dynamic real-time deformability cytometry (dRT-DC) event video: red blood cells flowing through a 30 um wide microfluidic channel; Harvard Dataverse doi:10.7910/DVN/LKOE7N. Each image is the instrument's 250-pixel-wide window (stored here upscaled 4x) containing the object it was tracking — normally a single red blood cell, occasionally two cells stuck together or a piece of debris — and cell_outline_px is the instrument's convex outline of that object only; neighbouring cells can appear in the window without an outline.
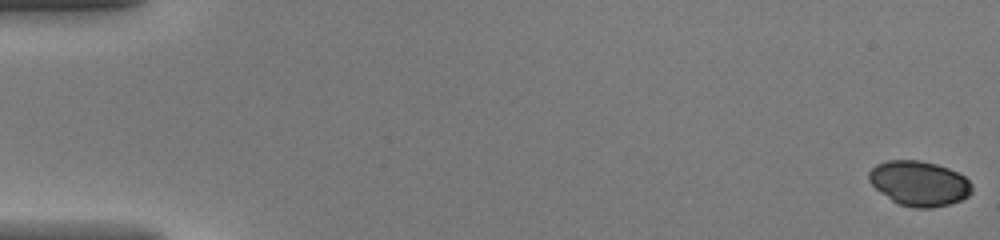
{"species": "common noctule bat (a hibernating species)", "species_latin": "Nyctalus noctula", "temperature_condition": "warm", "stored_images_in_passage": 12, "camera_frame_rate_fps": 3000, "um_per_image_px": 0.085, "animal": {"sex": "female", "body_mass_g": 20.0, "forearm_length_mm": 54.0}, "frame": {"image": 1, "passage_image": 1, "time_ms": 0.0, "image_size_px": [1000, 240], "cell_outline_px": [[972, 192], [968, 196], [960, 200], [948, 204], [932, 208], [916, 208], [900, 204], [892, 200], [880, 192], [868, 180], [868, 172], [876, 164], [884, 160], [920, 160], [936, 164], [948, 168], [964, 176], [972, 184]], "centroid_in_image_um": [78.12, 15.57], "position_along_channel_um": 6.9, "area_um2": 26.93}}